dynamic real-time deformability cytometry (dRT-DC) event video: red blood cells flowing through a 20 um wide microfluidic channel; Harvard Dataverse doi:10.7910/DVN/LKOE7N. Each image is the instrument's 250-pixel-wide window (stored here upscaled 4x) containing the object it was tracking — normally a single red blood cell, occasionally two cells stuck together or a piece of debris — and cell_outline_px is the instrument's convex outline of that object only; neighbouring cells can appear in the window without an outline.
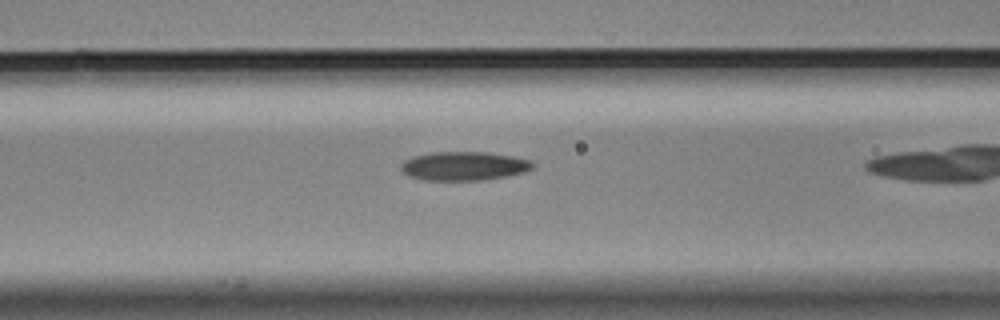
{"species": "Egyptian fruit bat (a non-hibernating species)", "species_latin": "Rousettus aegyptiacus", "temperature_condition": "cold", "stored_images_in_passage": 25, "camera_frame_rate_fps": 3000, "um_per_image_px": 0.085, "animal": {"sex": "male"}, "frame": {"image": 1, "passage_image": 3, "time_ms": 0.667, "image_size_px": [1000, 320], "cell_outline_px": [[536, 164], [532, 168], [524, 172], [508, 176], [484, 180], [424, 180], [408, 176], [400, 168], [400, 164], [404, 160], [412, 156], [432, 152], [488, 152], [512, 156], [532, 160]], "centroid_in_image_um": [39.44, 14.11], "position_along_channel_um": 127.2, "area_um2": 22.37}}
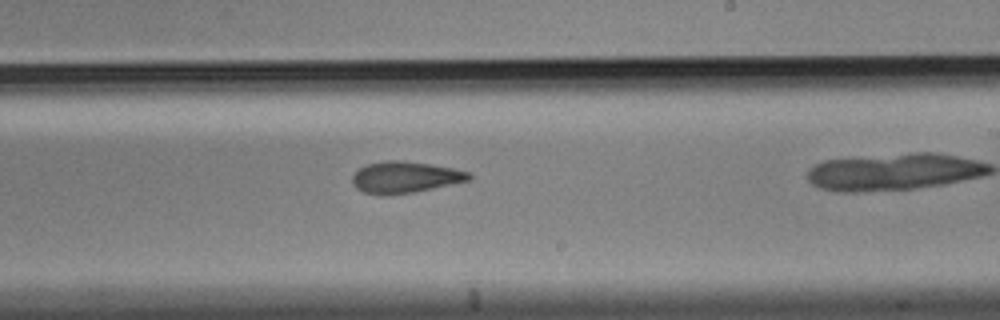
{"frame": {"image": 2, "passage_image": 14, "time_ms": 4.333, "image_size_px": [1000, 320], "cell_outline_px": [[472, 176], [468, 180], [432, 188], [412, 192], [388, 196], [380, 196], [364, 192], [356, 188], [352, 184], [352, 176], [360, 168], [368, 164], [388, 160], [400, 160], [428, 164], [452, 168], [468, 172]], "centroid_in_image_um": [34.36, 15.08], "position_along_channel_um": 254.6, "area_um2": 21.15}}
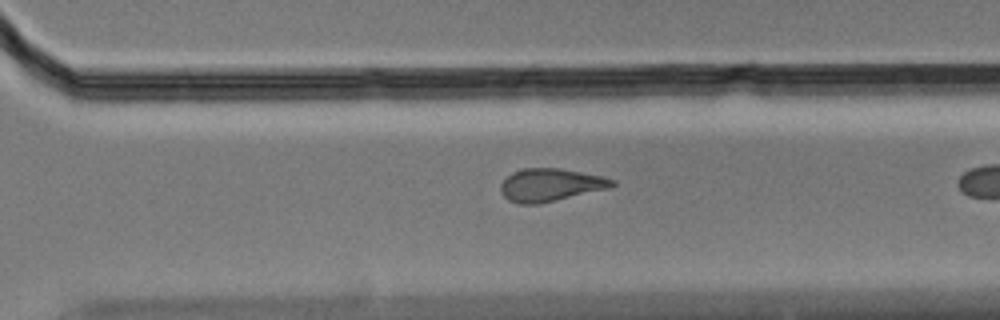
{"frame": {"image": 3, "passage_image": 20, "time_ms": 6.333, "image_size_px": [1000, 320], "cell_outline_px": [[616, 184], [612, 188], [556, 200], [536, 204], [520, 204], [508, 200], [500, 192], [500, 184], [512, 172], [524, 168], [560, 168], [604, 176], [616, 180]], "centroid_in_image_um": [46.82, 15.71], "position_along_channel_um": 323.8, "area_um2": 21.5}}